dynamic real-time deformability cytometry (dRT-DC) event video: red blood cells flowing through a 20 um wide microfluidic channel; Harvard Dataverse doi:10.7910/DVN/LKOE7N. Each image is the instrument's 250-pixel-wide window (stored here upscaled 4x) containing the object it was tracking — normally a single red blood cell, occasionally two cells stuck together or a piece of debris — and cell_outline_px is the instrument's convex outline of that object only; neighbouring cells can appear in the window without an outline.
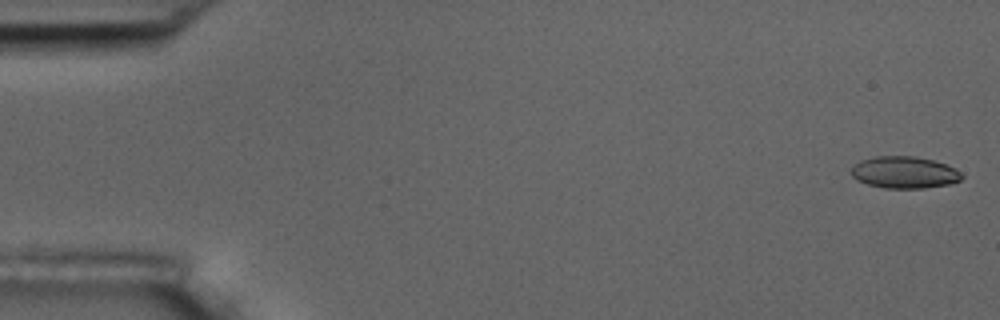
{"species": "common noctule bat (a hibernating species)", "species_latin": "Nyctalus noctula", "temperature_condition": "room temperature", "stored_images_in_passage": 55, "camera_frame_rate_fps": 3000, "um_per_image_px": 0.085, "animal": {"sex": "male", "body_mass_g": 17.5, "forearm_length_mm": 52.3}, "frame": {"image": 1, "passage_image": 1, "time_ms": 0.0, "image_size_px": [1000, 320], "cell_outline_px": [[964, 176], [960, 180], [948, 184], [924, 188], [884, 188], [868, 184], [856, 180], [852, 176], [852, 164], [860, 160], [876, 156], [916, 156], [932, 160], [956, 168]], "centroid_in_image_um": [76.85, 14.65], "position_along_channel_um": 8.2, "area_um2": 20.58}}
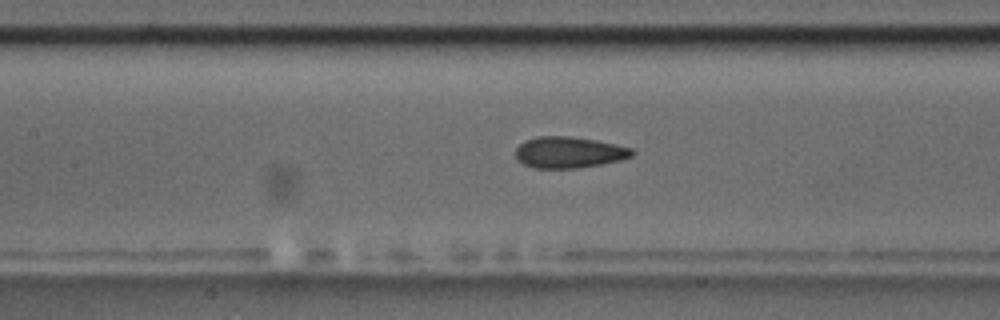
{"frame": {"image": 2, "passage_image": 25, "time_ms": 8.0, "image_size_px": [1000, 320], "cell_outline_px": [[636, 152], [632, 156], [620, 160], [600, 164], [576, 168], [536, 168], [524, 164], [516, 160], [516, 148], [524, 140], [536, 136], [568, 136], [596, 140], [616, 144], [632, 148]], "centroid_in_image_um": [48.35, 12.94], "position_along_channel_um": 159.0, "area_um2": 21.27}}
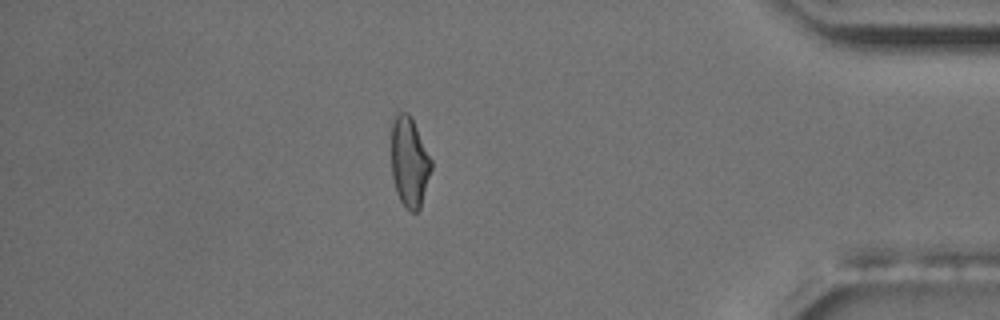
{"frame": {"image": 3, "passage_image": 48, "time_ms": 15.667, "image_size_px": [1000, 320], "cell_outline_px": [[432, 168], [420, 208], [416, 212], [412, 212], [404, 208], [396, 192], [392, 176], [388, 120], [396, 112], [408, 112], [432, 160]], "centroid_in_image_um": [34.72, 13.7], "position_along_channel_um": 400.5, "area_um2": 21.79}, "authors_computed_cell_mechanics": {"area_um2": 21.2704, "velocity_mm_per_s": 3.6457, "shape_relaxation_time_tau1_ms": null, "shape_relaxation_time_tau2_ms": 1.6285, "deformation_change_tau1": null, "deformation_change_tau2": 0.0959}}